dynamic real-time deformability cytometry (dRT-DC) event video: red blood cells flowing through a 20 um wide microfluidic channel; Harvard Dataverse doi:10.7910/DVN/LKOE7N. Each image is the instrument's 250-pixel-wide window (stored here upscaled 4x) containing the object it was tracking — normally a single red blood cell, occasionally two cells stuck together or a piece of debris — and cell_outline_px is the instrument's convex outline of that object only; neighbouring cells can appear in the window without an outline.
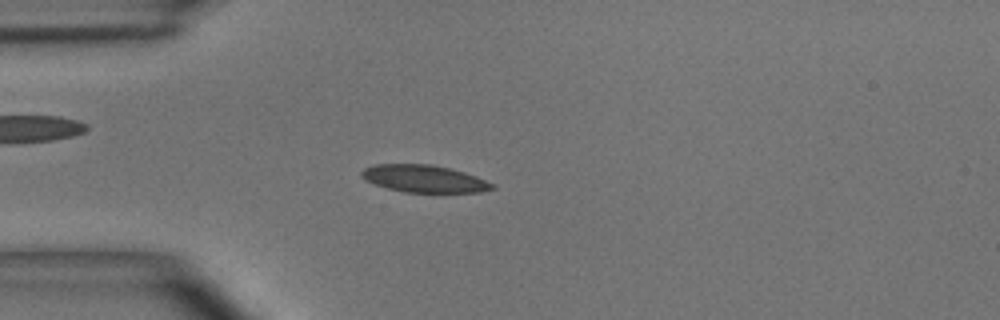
{"species": "common noctule bat (a hibernating species)", "species_latin": "Nyctalus noctula", "temperature_condition": "room temperature", "stored_images_in_passage": 50, "camera_frame_rate_fps": 3000, "um_per_image_px": 0.085, "animal": {"sex": "male", "body_mass_g": 15.6}, "frame": {"image": 1, "passage_image": 13, "time_ms": 4.0, "image_size_px": [1000, 320], "cell_outline_px": [[496, 188], [480, 192], [404, 192], [388, 188], [364, 180], [360, 176], [360, 172], [364, 168], [376, 164], [428, 164], [448, 168], [464, 172], [476, 176], [496, 184]], "centroid_in_image_um": [36.05, 15.19], "position_along_channel_um": 48.9, "area_um2": 20.75}}
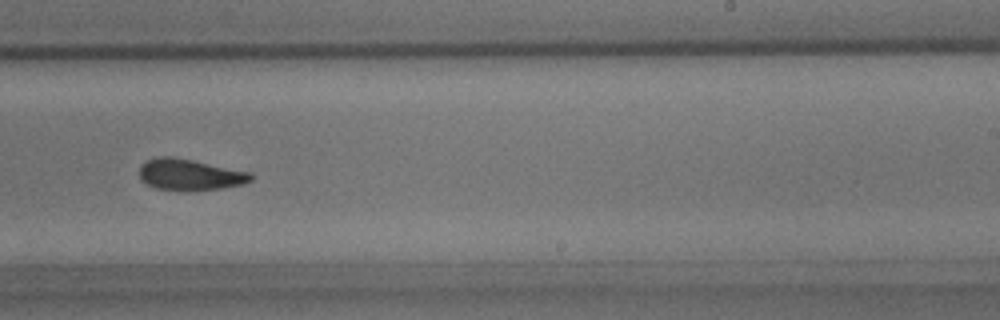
{"frame": {"image": 2, "passage_image": 31, "time_ms": 10.0, "image_size_px": [1000, 320], "cell_outline_px": [[252, 180], [244, 184], [220, 188], [184, 192], [180, 192], [156, 188], [140, 180], [140, 164], [148, 160], [160, 156], [172, 156], [252, 172]], "centroid_in_image_um": [16.13, 14.86], "position_along_channel_um": 272.9, "area_um2": 20.58}}
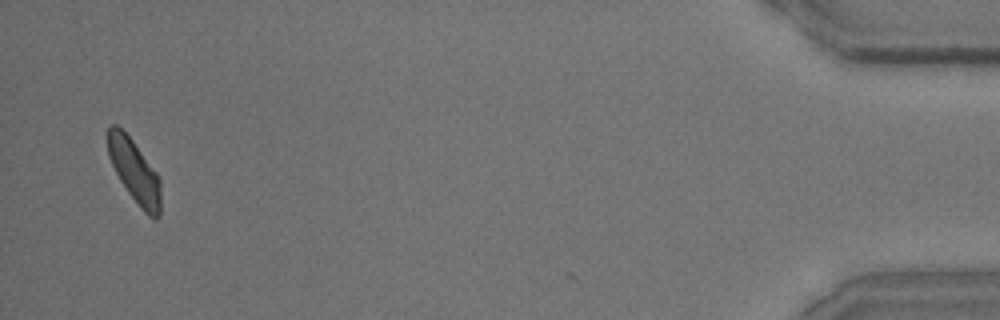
{"frame": {"image": 3, "passage_image": 49, "time_ms": 16.0, "image_size_px": [1000, 320], "cell_outline_px": [[160, 216], [156, 220], [152, 220], [140, 208], [128, 192], [120, 180], [108, 156], [108, 128], [112, 124], [116, 124], [132, 140], [156, 172], [160, 180]], "centroid_in_image_um": [11.45, 14.61], "position_along_channel_um": 423.8, "area_um2": 19.25}, "authors_computed_cell_mechanics": {"area_um2": 20.4034, "velocity_mm_per_s": 3.912, "shape_relaxation_time_tau1_ms": 6.167, "shape_relaxation_time_tau2_ms": 2.5836, "deformation_change_tau1": 0.1405, "deformation_change_tau2": 0.0798}}